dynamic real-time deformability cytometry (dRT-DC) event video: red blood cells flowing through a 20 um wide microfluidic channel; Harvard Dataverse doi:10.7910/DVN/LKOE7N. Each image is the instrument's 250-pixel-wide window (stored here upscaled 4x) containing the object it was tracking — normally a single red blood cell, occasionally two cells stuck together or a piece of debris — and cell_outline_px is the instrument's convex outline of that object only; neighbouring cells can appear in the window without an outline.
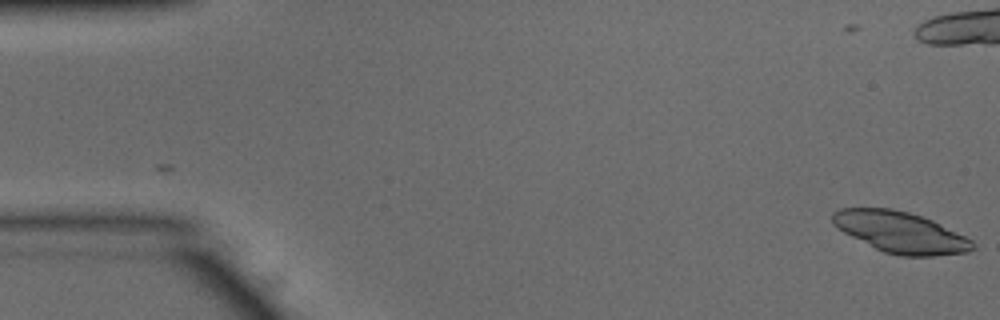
{"species": "common noctule bat (a hibernating species)", "species_latin": "Nyctalus noctula", "temperature_condition": "warm", "stored_images_in_passage": 16, "camera_frame_rate_fps": 3000, "um_per_image_px": 0.085, "animal": {"sex": "male", "body_mass_g": 15.6}, "frame": {"image": 1, "passage_image": 1, "time_ms": 0.0, "image_size_px": [1000, 320], "cell_outline_px": [[976, 248], [968, 252], [932, 256], [900, 256], [884, 252], [836, 228], [832, 224], [832, 212], [840, 208], [892, 208], [908, 212], [932, 220], [972, 240], [976, 244]], "centroid_in_image_um": [76.54, 19.74], "position_along_channel_um": 8.5, "area_um2": 33.35}}